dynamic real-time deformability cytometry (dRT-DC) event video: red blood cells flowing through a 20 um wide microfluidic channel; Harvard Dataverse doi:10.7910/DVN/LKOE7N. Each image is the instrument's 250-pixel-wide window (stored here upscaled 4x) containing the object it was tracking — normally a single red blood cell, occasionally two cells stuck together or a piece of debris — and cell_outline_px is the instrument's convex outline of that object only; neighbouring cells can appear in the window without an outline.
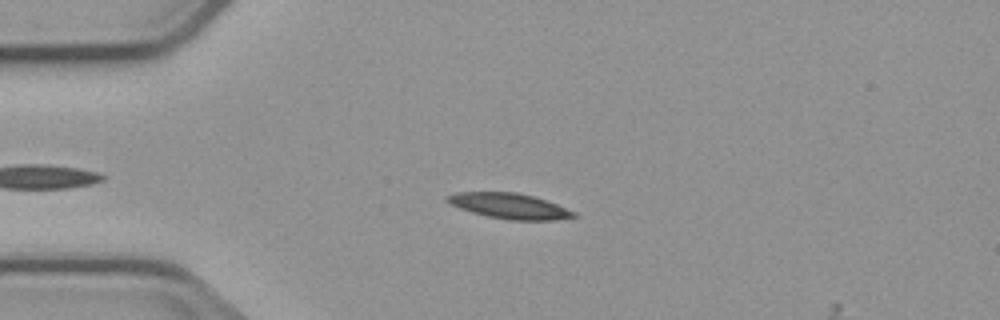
{"species": "common noctule bat (a hibernating species)", "species_latin": "Nyctalus noctula", "temperature_condition": "cold", "stored_images_in_passage": 5, "camera_frame_rate_fps": 3000, "um_per_image_px": 0.085, "animal": {"sex": "male", "body_mass_g": 23.1, "forearm_length_mm": 52.7}, "frame": {"image": 1, "passage_image": 3, "time_ms": 2.333, "image_size_px": [1000, 320], "cell_outline_px": [[576, 216], [552, 220], [508, 220], [488, 216], [472, 212], [460, 208], [444, 200], [444, 196], [456, 192], [516, 192], [532, 196], [556, 204], [576, 212]], "centroid_in_image_um": [43.25, 17.5], "position_along_channel_um": 41.7, "area_um2": 18.55}}